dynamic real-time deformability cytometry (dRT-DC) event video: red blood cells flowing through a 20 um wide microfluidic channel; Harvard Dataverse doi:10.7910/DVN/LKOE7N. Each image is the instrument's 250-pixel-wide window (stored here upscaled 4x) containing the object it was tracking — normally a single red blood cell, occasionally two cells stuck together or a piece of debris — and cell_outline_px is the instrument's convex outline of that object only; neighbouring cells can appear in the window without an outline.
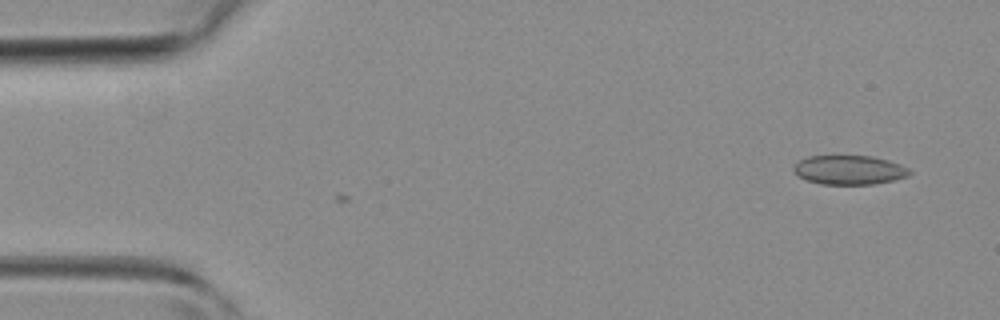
{"species": "common noctule bat (a hibernating species)", "species_latin": "Nyctalus noctula", "temperature_condition": "room temperature", "stored_images_in_passage": 7, "camera_frame_rate_fps": 3000, "um_per_image_px": 0.085, "animal": {"sex": "female", "body_mass_g": 19.3, "forearm_length_mm": 54.1}, "frame": {"image": 1, "passage_image": 7, "time_ms": 2.0, "image_size_px": [1000, 320], "cell_outline_px": [[912, 172], [908, 176], [892, 180], [872, 184], [820, 184], [808, 180], [800, 176], [792, 168], [800, 160], [808, 156], [872, 156], [888, 160], [900, 164], [908, 168]], "centroid_in_image_um": [72.21, 14.44], "position_along_channel_um": 12.8, "area_um2": 19.48}}